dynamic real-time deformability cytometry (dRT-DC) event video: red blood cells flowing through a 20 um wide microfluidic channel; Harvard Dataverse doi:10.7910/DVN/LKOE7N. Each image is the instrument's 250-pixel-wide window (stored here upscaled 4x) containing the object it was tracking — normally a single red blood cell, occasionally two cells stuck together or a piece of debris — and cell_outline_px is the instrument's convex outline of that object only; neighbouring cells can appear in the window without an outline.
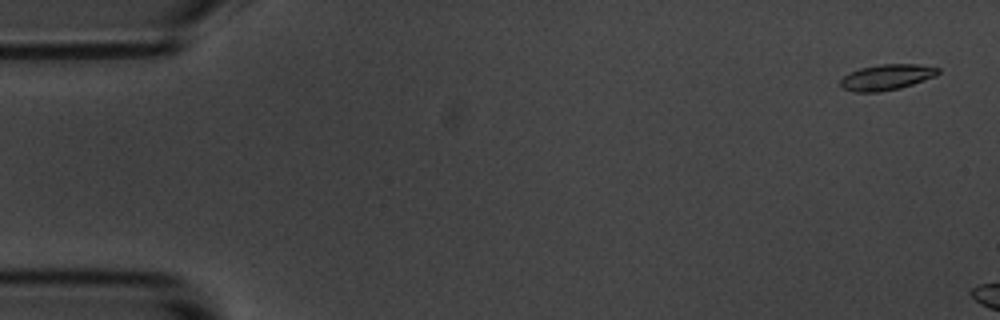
{"species": "common noctule bat (a hibernating species)", "species_latin": "Nyctalus noctula", "temperature_condition": "room temperature", "stored_images_in_passage": 3, "camera_frame_rate_fps": 3000, "um_per_image_px": 0.085, "animal": {"sex": "male", "body_mass_g": 20.1, "forearm_length_mm": 53.5}, "frame": {"image": 1, "passage_image": 1, "time_ms": 0.0, "image_size_px": [1000, 320], "cell_outline_px": [[940, 72], [936, 76], [900, 88], [876, 92], [852, 92], [844, 88], [840, 84], [840, 80], [844, 76], [860, 68], [880, 64], [916, 64], [940, 68]], "centroid_in_image_um": [75.38, 6.56], "position_along_channel_um": 9.6, "area_um2": 14.51}}